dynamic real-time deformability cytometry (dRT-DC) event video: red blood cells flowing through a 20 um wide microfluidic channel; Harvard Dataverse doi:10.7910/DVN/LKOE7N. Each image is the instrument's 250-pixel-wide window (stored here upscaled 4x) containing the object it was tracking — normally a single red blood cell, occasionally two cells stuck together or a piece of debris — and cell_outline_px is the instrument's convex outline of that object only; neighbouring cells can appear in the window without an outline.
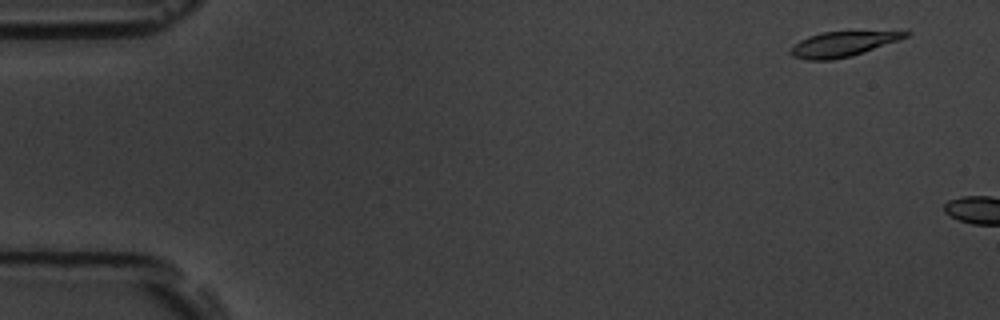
{"species": "common noctule bat (a hibernating species)", "species_latin": "Nyctalus noctula", "temperature_condition": "room temperature", "stored_images_in_passage": 3, "camera_frame_rate_fps": 3000, "um_per_image_px": 0.085, "animal": {"sex": "male", "body_mass_g": 19.5, "forearm_length_mm": 54.6}, "frame": {"image": 1, "passage_image": 1, "time_ms": 0.0, "image_size_px": [1000, 320], "cell_outline_px": [[912, 32], [908, 36], [852, 56], [832, 60], [808, 60], [792, 56], [788, 52], [792, 44], [808, 36], [820, 32]], "centroid_in_image_um": [71.49, 3.76], "position_along_channel_um": 13.5, "area_um2": 16.42}}